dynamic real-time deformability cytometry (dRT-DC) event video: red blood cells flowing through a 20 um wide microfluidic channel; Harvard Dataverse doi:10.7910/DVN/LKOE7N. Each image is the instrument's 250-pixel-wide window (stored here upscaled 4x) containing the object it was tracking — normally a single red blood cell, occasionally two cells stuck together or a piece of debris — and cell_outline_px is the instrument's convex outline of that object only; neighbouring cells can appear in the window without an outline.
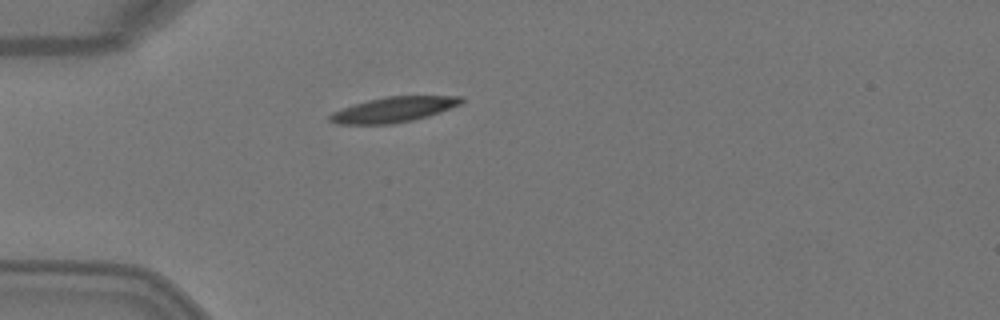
{"species": "Egyptian fruit bat (a non-hibernating species)", "species_latin": "Rousettus aegyptiacus", "temperature_condition": "warm", "stored_images_in_passage": 4, "camera_frame_rate_fps": 3000, "um_per_image_px": 0.085, "animal": {"sex": "female"}, "frame": {"image": 1, "passage_image": 4, "time_ms": 1.0, "image_size_px": [1000, 320], "cell_outline_px": [[464, 100], [460, 104], [440, 112], [428, 116], [412, 120], [392, 124], [336, 124], [328, 120], [328, 116], [332, 112], [352, 104], [368, 100], [388, 96], [464, 96]], "centroid_in_image_um": [33.43, 9.31], "position_along_channel_um": 51.6, "area_um2": 19.36}}